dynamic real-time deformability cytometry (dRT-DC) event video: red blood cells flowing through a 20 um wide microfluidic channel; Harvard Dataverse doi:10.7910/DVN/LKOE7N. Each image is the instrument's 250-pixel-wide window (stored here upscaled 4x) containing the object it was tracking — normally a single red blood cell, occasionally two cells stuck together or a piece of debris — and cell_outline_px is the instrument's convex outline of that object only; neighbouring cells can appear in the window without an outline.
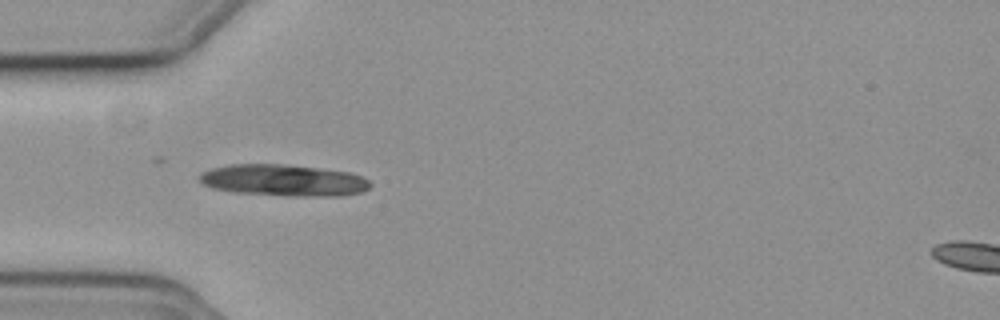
{"species": "common noctule bat (a hibernating species)", "species_latin": "Nyctalus noctula", "temperature_condition": "cold", "stored_images_in_passage": 6, "camera_frame_rate_fps": 3000, "um_per_image_px": 0.085, "animal": {"sex": "female", "body_mass_g": 19.3, "forearm_length_mm": 54.1}, "frame": {"image": 1, "passage_image": 3, "time_ms": 0.667, "image_size_px": [1000, 320], "cell_outline_px": [[372, 184], [368, 188], [360, 192], [340, 196], [288, 196], [232, 192], [212, 188], [204, 184], [196, 176], [200, 172], [212, 168], [232, 164], [284, 164], [348, 172], [360, 176], [368, 180]], "centroid_in_image_um": [24.05, 15.33], "position_along_channel_um": 61.0, "area_um2": 31.44}}